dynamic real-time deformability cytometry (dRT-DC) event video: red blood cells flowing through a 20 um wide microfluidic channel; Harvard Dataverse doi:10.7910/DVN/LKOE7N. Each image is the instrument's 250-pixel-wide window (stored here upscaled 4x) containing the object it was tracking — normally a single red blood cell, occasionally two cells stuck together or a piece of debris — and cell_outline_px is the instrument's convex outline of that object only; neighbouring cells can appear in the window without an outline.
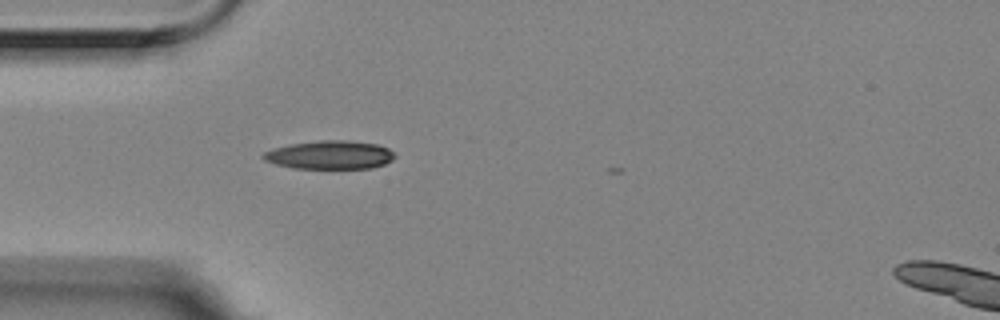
{"species": "Egyptian fruit bat (a non-hibernating species)", "species_latin": "Rousettus aegyptiacus", "temperature_condition": "room temperature", "stored_images_in_passage": 6, "camera_frame_rate_fps": 3000, "um_per_image_px": 0.085, "animal": {"sex": "female"}, "frame": {"image": 1, "passage_image": 5, "time_ms": 1.333, "image_size_px": [1000, 320], "cell_outline_px": [[396, 156], [392, 160], [384, 164], [372, 168], [292, 168], [276, 164], [264, 160], [260, 156], [264, 152], [272, 148], [292, 144], [320, 140], [348, 140], [376, 144], [388, 148]], "centroid_in_image_um": [28.02, 13.16], "position_along_channel_um": 57.0, "area_um2": 21.79}}